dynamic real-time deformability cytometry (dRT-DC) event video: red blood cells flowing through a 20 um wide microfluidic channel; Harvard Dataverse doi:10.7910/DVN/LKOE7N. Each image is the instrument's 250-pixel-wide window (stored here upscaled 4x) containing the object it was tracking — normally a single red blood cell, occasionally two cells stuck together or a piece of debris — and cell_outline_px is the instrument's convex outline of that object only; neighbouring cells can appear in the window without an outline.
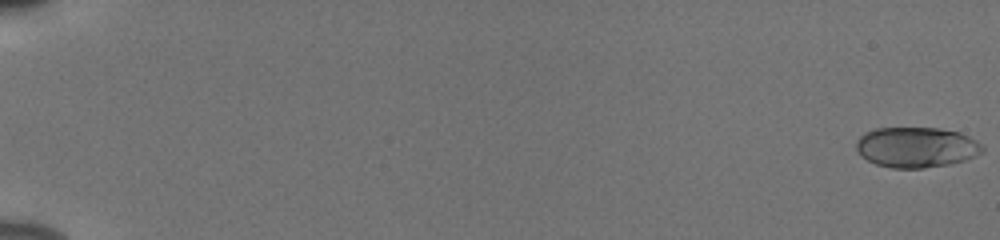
{"species": "human", "species_latin": "Homo sapiens", "temperature_condition": "cold", "stored_images_in_passage": 56, "camera_frame_rate_fps": 3000, "um_per_image_px": 0.085, "donor": {"sex": "male"}, "frame": {"image": 1, "passage_image": 1, "time_ms": 0.0, "image_size_px": [1000, 240], "cell_outline_px": [[984, 152], [976, 156], [964, 160], [948, 164], [924, 168], [892, 168], [876, 164], [860, 156], [856, 148], [856, 140], [864, 132], [876, 128], [936, 128], [960, 132], [976, 140], [984, 148]], "centroid_in_image_um": [77.88, 12.51], "position_along_channel_um": 7.1, "area_um2": 29.82}}
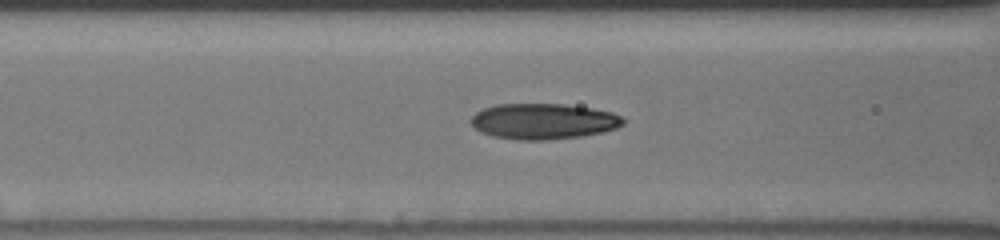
{"frame": {"image": 2, "passage_image": 26, "time_ms": 8.333, "image_size_px": [1000, 240], "cell_outline_px": [[624, 124], [616, 128], [604, 132], [580, 136], [548, 140], [516, 140], [492, 136], [480, 132], [468, 120], [476, 112], [484, 108], [496, 104], [564, 104], [592, 108], [612, 112], [620, 116], [624, 120]], "centroid_in_image_um": [46.17, 10.31], "position_along_channel_um": 120.4, "area_um2": 31.85}}
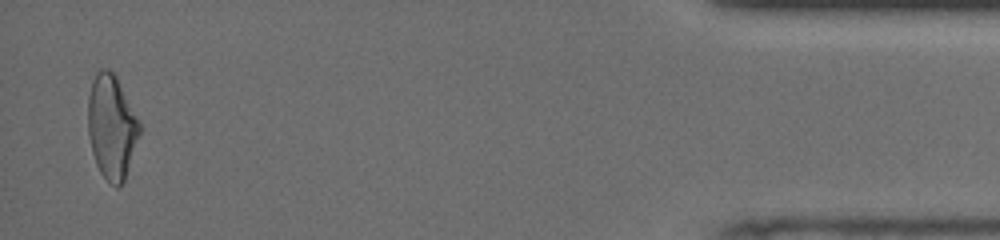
{"frame": {"image": 3, "passage_image": 55, "time_ms": 18.0, "image_size_px": [1000, 240], "cell_outline_px": [[140, 132], [124, 180], [120, 188], [116, 188], [100, 172], [96, 164], [92, 152], [88, 132], [88, 96], [92, 80], [96, 72], [100, 68], [108, 68], [116, 76], [140, 124]], "centroid_in_image_um": [9.46, 10.77], "position_along_channel_um": 425.7, "area_um2": 30.92}, "authors_computed_cell_mechanics": {"area_um2": 30.2294, "velocity_mm_per_s": 3.8664, "shape_relaxation_time_tau1_ms": 6.2231, "shape_relaxation_time_tau2_ms": 1.5107, "deformation_change_tau1": 0.1944, "deformation_change_tau2": 0.0766}}